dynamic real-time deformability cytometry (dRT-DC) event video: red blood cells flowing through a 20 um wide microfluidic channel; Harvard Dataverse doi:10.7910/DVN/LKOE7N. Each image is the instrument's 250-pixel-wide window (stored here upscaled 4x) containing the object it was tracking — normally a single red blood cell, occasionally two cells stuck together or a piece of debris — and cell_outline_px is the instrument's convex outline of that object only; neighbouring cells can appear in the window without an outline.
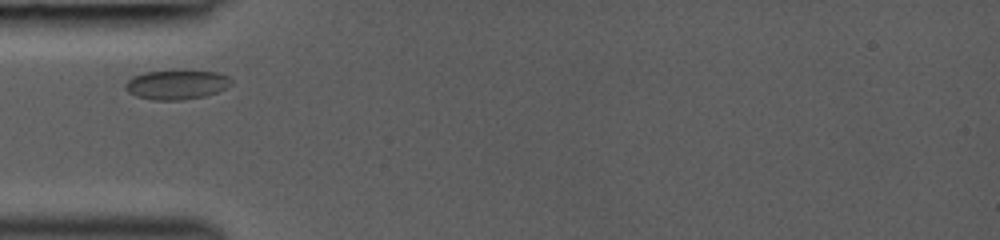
{"species": "common noctule bat (a hibernating species)", "species_latin": "Nyctalus noctula", "temperature_condition": "room temperature", "stored_images_in_passage": 21, "camera_frame_rate_fps": 3000, "um_per_image_px": 0.085, "animal": {"sex": "female", "body_mass_g": 19.0, "forearm_length_mm": 53.3}, "frame": {"image": 1, "passage_image": 3, "time_ms": 1.0, "image_size_px": [1000, 240], "cell_outline_px": [[232, 84], [216, 92], [204, 96], [180, 100], [152, 100], [136, 96], [128, 92], [124, 88], [124, 84], [132, 76], [144, 72], [220, 72], [228, 76], [232, 80]], "centroid_in_image_um": [14.98, 7.21], "position_along_channel_um": 70.0, "area_um2": 17.8}}
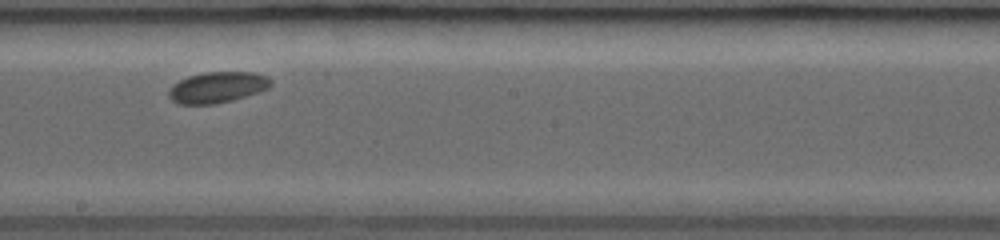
{"frame": {"image": 2, "passage_image": 11, "time_ms": 5.0, "image_size_px": [1000, 240], "cell_outline_px": [[272, 84], [268, 88], [260, 92], [232, 100], [212, 104], [176, 104], [168, 96], [168, 88], [172, 84], [188, 76], [204, 72], [252, 72], [268, 76], [272, 80]], "centroid_in_image_um": [18.46, 7.42], "position_along_channel_um": 229.7, "area_um2": 18.61}}
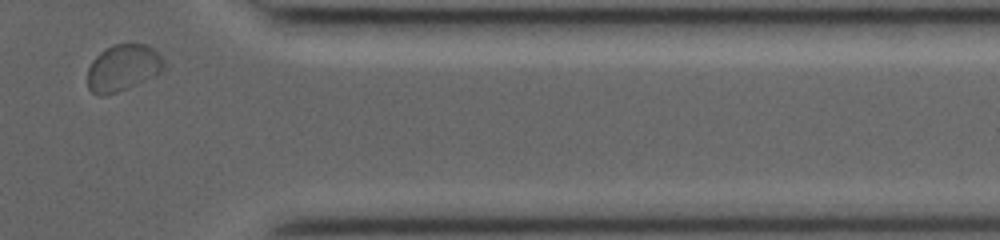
{"frame": {"image": 3, "passage_image": 20, "time_ms": 9.333, "image_size_px": [1000, 240], "cell_outline_px": [[164, 68], [160, 72], [128, 88], [104, 96], [96, 96], [88, 88], [88, 68], [92, 60], [100, 52], [116, 44], [144, 44], [152, 48], [164, 60]], "centroid_in_image_um": [10.41, 5.78], "position_along_channel_um": 401.0, "area_um2": 20.46}}